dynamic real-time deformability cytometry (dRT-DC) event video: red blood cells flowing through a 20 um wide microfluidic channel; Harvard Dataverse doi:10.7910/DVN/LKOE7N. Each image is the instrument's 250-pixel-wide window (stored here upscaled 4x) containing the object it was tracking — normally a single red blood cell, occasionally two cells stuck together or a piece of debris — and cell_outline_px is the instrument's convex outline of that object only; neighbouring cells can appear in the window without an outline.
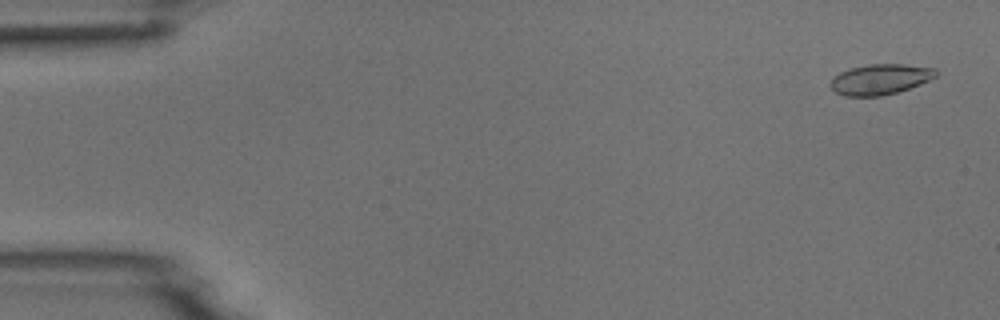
{"species": "common noctule bat (a hibernating species)", "species_latin": "Nyctalus noctula", "temperature_condition": "room temperature", "stored_images_in_passage": 5, "camera_frame_rate_fps": 3000, "um_per_image_px": 0.085, "animal": {"sex": "male", "body_mass_g": 18.8}, "frame": {"image": 1, "passage_image": 1, "time_ms": 0.0, "image_size_px": [1000, 320], "cell_outline_px": [[936, 76], [920, 84], [896, 92], [880, 96], [844, 96], [836, 92], [828, 84], [832, 76], [848, 68], [868, 64], [904, 64], [936, 68]], "centroid_in_image_um": [74.76, 6.73], "position_along_channel_um": 10.2, "area_um2": 18.79}}
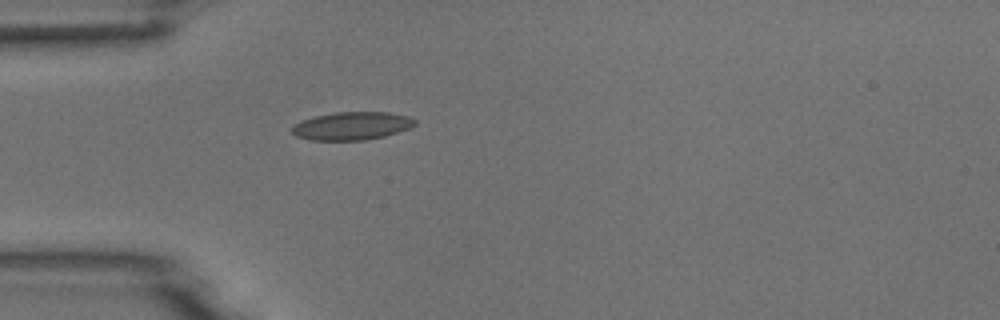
{"frame": {"image": 2, "passage_image": 5, "time_ms": 4.333, "image_size_px": [1000, 320], "cell_outline_px": [[416, 124], [408, 128], [384, 136], [364, 140], [308, 140], [296, 136], [292, 132], [292, 124], [300, 120], [312, 116], [336, 112], [388, 112], [408, 116], [416, 120]], "centroid_in_image_um": [29.84, 10.69], "position_along_channel_um": 55.2, "area_um2": 20.17}}